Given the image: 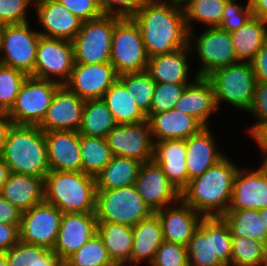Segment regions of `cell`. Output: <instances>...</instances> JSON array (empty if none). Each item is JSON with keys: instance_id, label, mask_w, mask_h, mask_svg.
Instances as JSON below:
<instances>
[{"instance_id": "obj_1", "label": "cell", "mask_w": 267, "mask_h": 266, "mask_svg": "<svg viewBox=\"0 0 267 266\" xmlns=\"http://www.w3.org/2000/svg\"><path fill=\"white\" fill-rule=\"evenodd\" d=\"M168 1L145 0L131 17L141 31L148 57L172 53L190 43L183 6Z\"/></svg>"}, {"instance_id": "obj_2", "label": "cell", "mask_w": 267, "mask_h": 266, "mask_svg": "<svg viewBox=\"0 0 267 266\" xmlns=\"http://www.w3.org/2000/svg\"><path fill=\"white\" fill-rule=\"evenodd\" d=\"M238 169L224 157L202 175L191 179L180 192V198L203 217L223 216L230 205Z\"/></svg>"}, {"instance_id": "obj_3", "label": "cell", "mask_w": 267, "mask_h": 266, "mask_svg": "<svg viewBox=\"0 0 267 266\" xmlns=\"http://www.w3.org/2000/svg\"><path fill=\"white\" fill-rule=\"evenodd\" d=\"M1 156L13 173L45 178L50 171L45 136L39 126L12 124Z\"/></svg>"}, {"instance_id": "obj_4", "label": "cell", "mask_w": 267, "mask_h": 266, "mask_svg": "<svg viewBox=\"0 0 267 266\" xmlns=\"http://www.w3.org/2000/svg\"><path fill=\"white\" fill-rule=\"evenodd\" d=\"M95 177L83 172L49 171L44 178L45 201L64 213H95Z\"/></svg>"}, {"instance_id": "obj_5", "label": "cell", "mask_w": 267, "mask_h": 266, "mask_svg": "<svg viewBox=\"0 0 267 266\" xmlns=\"http://www.w3.org/2000/svg\"><path fill=\"white\" fill-rule=\"evenodd\" d=\"M188 266H222L231 264L232 236L221 216L203 217L190 238Z\"/></svg>"}, {"instance_id": "obj_6", "label": "cell", "mask_w": 267, "mask_h": 266, "mask_svg": "<svg viewBox=\"0 0 267 266\" xmlns=\"http://www.w3.org/2000/svg\"><path fill=\"white\" fill-rule=\"evenodd\" d=\"M152 213L139 195L135 184L112 190L99 189L96 192L97 222H112L133 227Z\"/></svg>"}, {"instance_id": "obj_7", "label": "cell", "mask_w": 267, "mask_h": 266, "mask_svg": "<svg viewBox=\"0 0 267 266\" xmlns=\"http://www.w3.org/2000/svg\"><path fill=\"white\" fill-rule=\"evenodd\" d=\"M207 78L213 85L216 105L223 100L235 108L248 111L253 101L256 85L250 62L240 63L239 61L217 68Z\"/></svg>"}, {"instance_id": "obj_8", "label": "cell", "mask_w": 267, "mask_h": 266, "mask_svg": "<svg viewBox=\"0 0 267 266\" xmlns=\"http://www.w3.org/2000/svg\"><path fill=\"white\" fill-rule=\"evenodd\" d=\"M148 59L137 23L131 17L120 18L115 23L111 41L110 63L116 74L145 71Z\"/></svg>"}, {"instance_id": "obj_9", "label": "cell", "mask_w": 267, "mask_h": 266, "mask_svg": "<svg viewBox=\"0 0 267 266\" xmlns=\"http://www.w3.org/2000/svg\"><path fill=\"white\" fill-rule=\"evenodd\" d=\"M54 80L27 76L12 108L7 112L14 125L38 126L50 106L56 90L61 86Z\"/></svg>"}, {"instance_id": "obj_10", "label": "cell", "mask_w": 267, "mask_h": 266, "mask_svg": "<svg viewBox=\"0 0 267 266\" xmlns=\"http://www.w3.org/2000/svg\"><path fill=\"white\" fill-rule=\"evenodd\" d=\"M121 17L103 15L82 23L74 40L75 63L99 64L110 62L111 41L115 23Z\"/></svg>"}, {"instance_id": "obj_11", "label": "cell", "mask_w": 267, "mask_h": 266, "mask_svg": "<svg viewBox=\"0 0 267 266\" xmlns=\"http://www.w3.org/2000/svg\"><path fill=\"white\" fill-rule=\"evenodd\" d=\"M40 33L29 29L28 22L2 25L0 31V58L4 66L22 71L34 77L37 45ZM1 55V54H0Z\"/></svg>"}, {"instance_id": "obj_12", "label": "cell", "mask_w": 267, "mask_h": 266, "mask_svg": "<svg viewBox=\"0 0 267 266\" xmlns=\"http://www.w3.org/2000/svg\"><path fill=\"white\" fill-rule=\"evenodd\" d=\"M62 215L56 206L46 201L22 212L19 241L53 250Z\"/></svg>"}, {"instance_id": "obj_13", "label": "cell", "mask_w": 267, "mask_h": 266, "mask_svg": "<svg viewBox=\"0 0 267 266\" xmlns=\"http://www.w3.org/2000/svg\"><path fill=\"white\" fill-rule=\"evenodd\" d=\"M74 46L71 41L64 39L40 36L37 45L34 77L45 80H54L64 85L71 76L74 68ZM59 77L63 82L58 79Z\"/></svg>"}, {"instance_id": "obj_14", "label": "cell", "mask_w": 267, "mask_h": 266, "mask_svg": "<svg viewBox=\"0 0 267 266\" xmlns=\"http://www.w3.org/2000/svg\"><path fill=\"white\" fill-rule=\"evenodd\" d=\"M148 119L136 124H118L105 137L113 156L141 163L153 160L154 140Z\"/></svg>"}, {"instance_id": "obj_15", "label": "cell", "mask_w": 267, "mask_h": 266, "mask_svg": "<svg viewBox=\"0 0 267 266\" xmlns=\"http://www.w3.org/2000/svg\"><path fill=\"white\" fill-rule=\"evenodd\" d=\"M135 186L153 213L180 200V192L154 160L141 164Z\"/></svg>"}, {"instance_id": "obj_16", "label": "cell", "mask_w": 267, "mask_h": 266, "mask_svg": "<svg viewBox=\"0 0 267 266\" xmlns=\"http://www.w3.org/2000/svg\"><path fill=\"white\" fill-rule=\"evenodd\" d=\"M85 100L61 85L55 92L42 122L38 125L46 134L53 131H78Z\"/></svg>"}, {"instance_id": "obj_17", "label": "cell", "mask_w": 267, "mask_h": 266, "mask_svg": "<svg viewBox=\"0 0 267 266\" xmlns=\"http://www.w3.org/2000/svg\"><path fill=\"white\" fill-rule=\"evenodd\" d=\"M117 79L118 75L110 62L75 63L71 76L64 85L83 100L102 99Z\"/></svg>"}, {"instance_id": "obj_18", "label": "cell", "mask_w": 267, "mask_h": 266, "mask_svg": "<svg viewBox=\"0 0 267 266\" xmlns=\"http://www.w3.org/2000/svg\"><path fill=\"white\" fill-rule=\"evenodd\" d=\"M196 51L203 67L199 77H207L215 69L238 62L230 33L220 27H208L196 40Z\"/></svg>"}, {"instance_id": "obj_19", "label": "cell", "mask_w": 267, "mask_h": 266, "mask_svg": "<svg viewBox=\"0 0 267 266\" xmlns=\"http://www.w3.org/2000/svg\"><path fill=\"white\" fill-rule=\"evenodd\" d=\"M96 233L95 213H64L53 251L64 261Z\"/></svg>"}, {"instance_id": "obj_20", "label": "cell", "mask_w": 267, "mask_h": 266, "mask_svg": "<svg viewBox=\"0 0 267 266\" xmlns=\"http://www.w3.org/2000/svg\"><path fill=\"white\" fill-rule=\"evenodd\" d=\"M36 14L46 32H39L48 38L73 41L83 21L72 14L59 0H36Z\"/></svg>"}, {"instance_id": "obj_21", "label": "cell", "mask_w": 267, "mask_h": 266, "mask_svg": "<svg viewBox=\"0 0 267 266\" xmlns=\"http://www.w3.org/2000/svg\"><path fill=\"white\" fill-rule=\"evenodd\" d=\"M44 136L51 171L82 172L78 131H53Z\"/></svg>"}, {"instance_id": "obj_22", "label": "cell", "mask_w": 267, "mask_h": 266, "mask_svg": "<svg viewBox=\"0 0 267 266\" xmlns=\"http://www.w3.org/2000/svg\"><path fill=\"white\" fill-rule=\"evenodd\" d=\"M179 207H164L154 212L161 222L163 241L188 245L203 216L181 198Z\"/></svg>"}, {"instance_id": "obj_23", "label": "cell", "mask_w": 267, "mask_h": 266, "mask_svg": "<svg viewBox=\"0 0 267 266\" xmlns=\"http://www.w3.org/2000/svg\"><path fill=\"white\" fill-rule=\"evenodd\" d=\"M267 208V177L260 169L243 172L238 169L233 182L228 210H261Z\"/></svg>"}, {"instance_id": "obj_24", "label": "cell", "mask_w": 267, "mask_h": 266, "mask_svg": "<svg viewBox=\"0 0 267 266\" xmlns=\"http://www.w3.org/2000/svg\"><path fill=\"white\" fill-rule=\"evenodd\" d=\"M151 135L156 142L163 140H186L199 133L205 126L195 117L175 108L155 114H147Z\"/></svg>"}, {"instance_id": "obj_25", "label": "cell", "mask_w": 267, "mask_h": 266, "mask_svg": "<svg viewBox=\"0 0 267 266\" xmlns=\"http://www.w3.org/2000/svg\"><path fill=\"white\" fill-rule=\"evenodd\" d=\"M153 160L161 166L163 173L179 192L188 185L185 140L154 142Z\"/></svg>"}, {"instance_id": "obj_26", "label": "cell", "mask_w": 267, "mask_h": 266, "mask_svg": "<svg viewBox=\"0 0 267 266\" xmlns=\"http://www.w3.org/2000/svg\"><path fill=\"white\" fill-rule=\"evenodd\" d=\"M194 83L188 84L175 104V109L198 119L205 127L211 112L217 111L214 88L207 77H194Z\"/></svg>"}, {"instance_id": "obj_27", "label": "cell", "mask_w": 267, "mask_h": 266, "mask_svg": "<svg viewBox=\"0 0 267 266\" xmlns=\"http://www.w3.org/2000/svg\"><path fill=\"white\" fill-rule=\"evenodd\" d=\"M212 136L207 126L185 140L188 183L225 157L215 149Z\"/></svg>"}, {"instance_id": "obj_28", "label": "cell", "mask_w": 267, "mask_h": 266, "mask_svg": "<svg viewBox=\"0 0 267 266\" xmlns=\"http://www.w3.org/2000/svg\"><path fill=\"white\" fill-rule=\"evenodd\" d=\"M0 194L24 212L45 201L44 178L10 172Z\"/></svg>"}, {"instance_id": "obj_29", "label": "cell", "mask_w": 267, "mask_h": 266, "mask_svg": "<svg viewBox=\"0 0 267 266\" xmlns=\"http://www.w3.org/2000/svg\"><path fill=\"white\" fill-rule=\"evenodd\" d=\"M190 46L172 53L149 57L146 71L158 83H187L188 64L186 53Z\"/></svg>"}, {"instance_id": "obj_30", "label": "cell", "mask_w": 267, "mask_h": 266, "mask_svg": "<svg viewBox=\"0 0 267 266\" xmlns=\"http://www.w3.org/2000/svg\"><path fill=\"white\" fill-rule=\"evenodd\" d=\"M133 228L131 260L141 262L146 258L149 264L154 261L156 252L163 242L162 226L159 217L152 213Z\"/></svg>"}, {"instance_id": "obj_31", "label": "cell", "mask_w": 267, "mask_h": 266, "mask_svg": "<svg viewBox=\"0 0 267 266\" xmlns=\"http://www.w3.org/2000/svg\"><path fill=\"white\" fill-rule=\"evenodd\" d=\"M233 48L240 62H250L267 41V26L261 18L252 16L239 29L230 32Z\"/></svg>"}, {"instance_id": "obj_32", "label": "cell", "mask_w": 267, "mask_h": 266, "mask_svg": "<svg viewBox=\"0 0 267 266\" xmlns=\"http://www.w3.org/2000/svg\"><path fill=\"white\" fill-rule=\"evenodd\" d=\"M102 99L117 124H136L147 120V116L119 79L105 92Z\"/></svg>"}, {"instance_id": "obj_33", "label": "cell", "mask_w": 267, "mask_h": 266, "mask_svg": "<svg viewBox=\"0 0 267 266\" xmlns=\"http://www.w3.org/2000/svg\"><path fill=\"white\" fill-rule=\"evenodd\" d=\"M141 164L127 157L113 156L95 177L96 190H112L135 184Z\"/></svg>"}, {"instance_id": "obj_34", "label": "cell", "mask_w": 267, "mask_h": 266, "mask_svg": "<svg viewBox=\"0 0 267 266\" xmlns=\"http://www.w3.org/2000/svg\"><path fill=\"white\" fill-rule=\"evenodd\" d=\"M97 234L102 239L112 261L131 259L133 247V228L131 226L97 222Z\"/></svg>"}, {"instance_id": "obj_35", "label": "cell", "mask_w": 267, "mask_h": 266, "mask_svg": "<svg viewBox=\"0 0 267 266\" xmlns=\"http://www.w3.org/2000/svg\"><path fill=\"white\" fill-rule=\"evenodd\" d=\"M117 125L103 99L85 100L79 134L105 138Z\"/></svg>"}, {"instance_id": "obj_36", "label": "cell", "mask_w": 267, "mask_h": 266, "mask_svg": "<svg viewBox=\"0 0 267 266\" xmlns=\"http://www.w3.org/2000/svg\"><path fill=\"white\" fill-rule=\"evenodd\" d=\"M4 255L8 266H64V261L53 250L21 241Z\"/></svg>"}, {"instance_id": "obj_37", "label": "cell", "mask_w": 267, "mask_h": 266, "mask_svg": "<svg viewBox=\"0 0 267 266\" xmlns=\"http://www.w3.org/2000/svg\"><path fill=\"white\" fill-rule=\"evenodd\" d=\"M221 217L226 221L231 236H244L262 243L267 236L259 210H227Z\"/></svg>"}, {"instance_id": "obj_38", "label": "cell", "mask_w": 267, "mask_h": 266, "mask_svg": "<svg viewBox=\"0 0 267 266\" xmlns=\"http://www.w3.org/2000/svg\"><path fill=\"white\" fill-rule=\"evenodd\" d=\"M80 152L82 172L93 177H96L113 157L106 139L102 137L80 134Z\"/></svg>"}, {"instance_id": "obj_39", "label": "cell", "mask_w": 267, "mask_h": 266, "mask_svg": "<svg viewBox=\"0 0 267 266\" xmlns=\"http://www.w3.org/2000/svg\"><path fill=\"white\" fill-rule=\"evenodd\" d=\"M228 0H189L183 5L186 26L190 36L191 22L197 20L209 27H219L222 24L223 12Z\"/></svg>"}, {"instance_id": "obj_40", "label": "cell", "mask_w": 267, "mask_h": 266, "mask_svg": "<svg viewBox=\"0 0 267 266\" xmlns=\"http://www.w3.org/2000/svg\"><path fill=\"white\" fill-rule=\"evenodd\" d=\"M118 79L124 84L127 91L141 111L147 115L150 112L152 97L156 82L145 70L142 72L125 73L118 76Z\"/></svg>"}, {"instance_id": "obj_41", "label": "cell", "mask_w": 267, "mask_h": 266, "mask_svg": "<svg viewBox=\"0 0 267 266\" xmlns=\"http://www.w3.org/2000/svg\"><path fill=\"white\" fill-rule=\"evenodd\" d=\"M111 263L112 260L97 233L64 260V266H110Z\"/></svg>"}, {"instance_id": "obj_42", "label": "cell", "mask_w": 267, "mask_h": 266, "mask_svg": "<svg viewBox=\"0 0 267 266\" xmlns=\"http://www.w3.org/2000/svg\"><path fill=\"white\" fill-rule=\"evenodd\" d=\"M231 264L234 266H262L264 264L262 242L244 236H232Z\"/></svg>"}, {"instance_id": "obj_43", "label": "cell", "mask_w": 267, "mask_h": 266, "mask_svg": "<svg viewBox=\"0 0 267 266\" xmlns=\"http://www.w3.org/2000/svg\"><path fill=\"white\" fill-rule=\"evenodd\" d=\"M26 78L22 71L0 65V112H8L12 108Z\"/></svg>"}, {"instance_id": "obj_44", "label": "cell", "mask_w": 267, "mask_h": 266, "mask_svg": "<svg viewBox=\"0 0 267 266\" xmlns=\"http://www.w3.org/2000/svg\"><path fill=\"white\" fill-rule=\"evenodd\" d=\"M189 83H158L156 82L150 112L148 114L169 111L175 107L182 92Z\"/></svg>"}, {"instance_id": "obj_45", "label": "cell", "mask_w": 267, "mask_h": 266, "mask_svg": "<svg viewBox=\"0 0 267 266\" xmlns=\"http://www.w3.org/2000/svg\"><path fill=\"white\" fill-rule=\"evenodd\" d=\"M151 266H188L187 248L184 245L163 241Z\"/></svg>"}, {"instance_id": "obj_46", "label": "cell", "mask_w": 267, "mask_h": 266, "mask_svg": "<svg viewBox=\"0 0 267 266\" xmlns=\"http://www.w3.org/2000/svg\"><path fill=\"white\" fill-rule=\"evenodd\" d=\"M252 16L249 3L241 7L235 3V0H228L223 12L222 24L219 27L230 33L243 26Z\"/></svg>"}, {"instance_id": "obj_47", "label": "cell", "mask_w": 267, "mask_h": 266, "mask_svg": "<svg viewBox=\"0 0 267 266\" xmlns=\"http://www.w3.org/2000/svg\"><path fill=\"white\" fill-rule=\"evenodd\" d=\"M31 0H0V23L21 24L28 22L26 8Z\"/></svg>"}, {"instance_id": "obj_48", "label": "cell", "mask_w": 267, "mask_h": 266, "mask_svg": "<svg viewBox=\"0 0 267 266\" xmlns=\"http://www.w3.org/2000/svg\"><path fill=\"white\" fill-rule=\"evenodd\" d=\"M72 14L83 22L94 20L104 15L98 0H59Z\"/></svg>"}, {"instance_id": "obj_49", "label": "cell", "mask_w": 267, "mask_h": 266, "mask_svg": "<svg viewBox=\"0 0 267 266\" xmlns=\"http://www.w3.org/2000/svg\"><path fill=\"white\" fill-rule=\"evenodd\" d=\"M98 2L105 15L124 18L132 17L145 0H98Z\"/></svg>"}, {"instance_id": "obj_50", "label": "cell", "mask_w": 267, "mask_h": 266, "mask_svg": "<svg viewBox=\"0 0 267 266\" xmlns=\"http://www.w3.org/2000/svg\"><path fill=\"white\" fill-rule=\"evenodd\" d=\"M257 117V122L267 120V83L256 82L253 101L248 109Z\"/></svg>"}, {"instance_id": "obj_51", "label": "cell", "mask_w": 267, "mask_h": 266, "mask_svg": "<svg viewBox=\"0 0 267 266\" xmlns=\"http://www.w3.org/2000/svg\"><path fill=\"white\" fill-rule=\"evenodd\" d=\"M20 224L0 223V253L8 251L19 242Z\"/></svg>"}, {"instance_id": "obj_52", "label": "cell", "mask_w": 267, "mask_h": 266, "mask_svg": "<svg viewBox=\"0 0 267 266\" xmlns=\"http://www.w3.org/2000/svg\"><path fill=\"white\" fill-rule=\"evenodd\" d=\"M256 82L267 83V41L250 61Z\"/></svg>"}, {"instance_id": "obj_53", "label": "cell", "mask_w": 267, "mask_h": 266, "mask_svg": "<svg viewBox=\"0 0 267 266\" xmlns=\"http://www.w3.org/2000/svg\"><path fill=\"white\" fill-rule=\"evenodd\" d=\"M22 211L0 194V223L20 224Z\"/></svg>"}, {"instance_id": "obj_54", "label": "cell", "mask_w": 267, "mask_h": 266, "mask_svg": "<svg viewBox=\"0 0 267 266\" xmlns=\"http://www.w3.org/2000/svg\"><path fill=\"white\" fill-rule=\"evenodd\" d=\"M249 130L259 147L267 152V120L256 122Z\"/></svg>"}, {"instance_id": "obj_55", "label": "cell", "mask_w": 267, "mask_h": 266, "mask_svg": "<svg viewBox=\"0 0 267 266\" xmlns=\"http://www.w3.org/2000/svg\"><path fill=\"white\" fill-rule=\"evenodd\" d=\"M11 126L12 121L8 117L7 112H0V156L4 149L7 132Z\"/></svg>"}, {"instance_id": "obj_56", "label": "cell", "mask_w": 267, "mask_h": 266, "mask_svg": "<svg viewBox=\"0 0 267 266\" xmlns=\"http://www.w3.org/2000/svg\"><path fill=\"white\" fill-rule=\"evenodd\" d=\"M252 15L264 20L267 17V0H248Z\"/></svg>"}, {"instance_id": "obj_57", "label": "cell", "mask_w": 267, "mask_h": 266, "mask_svg": "<svg viewBox=\"0 0 267 266\" xmlns=\"http://www.w3.org/2000/svg\"><path fill=\"white\" fill-rule=\"evenodd\" d=\"M10 174L9 166L5 163L2 156H0V192L4 183L7 181Z\"/></svg>"}, {"instance_id": "obj_58", "label": "cell", "mask_w": 267, "mask_h": 266, "mask_svg": "<svg viewBox=\"0 0 267 266\" xmlns=\"http://www.w3.org/2000/svg\"><path fill=\"white\" fill-rule=\"evenodd\" d=\"M126 262H131V263H135V261L128 259V260H114L112 261L110 266H124V263ZM136 266V265H135Z\"/></svg>"}, {"instance_id": "obj_59", "label": "cell", "mask_w": 267, "mask_h": 266, "mask_svg": "<svg viewBox=\"0 0 267 266\" xmlns=\"http://www.w3.org/2000/svg\"><path fill=\"white\" fill-rule=\"evenodd\" d=\"M259 211H260L261 219L263 220V223L265 224V229H266V234H267V208L261 209Z\"/></svg>"}, {"instance_id": "obj_60", "label": "cell", "mask_w": 267, "mask_h": 266, "mask_svg": "<svg viewBox=\"0 0 267 266\" xmlns=\"http://www.w3.org/2000/svg\"><path fill=\"white\" fill-rule=\"evenodd\" d=\"M265 159L264 162L262 163L263 165L259 168L263 174L267 177V152H265Z\"/></svg>"}, {"instance_id": "obj_61", "label": "cell", "mask_w": 267, "mask_h": 266, "mask_svg": "<svg viewBox=\"0 0 267 266\" xmlns=\"http://www.w3.org/2000/svg\"><path fill=\"white\" fill-rule=\"evenodd\" d=\"M263 253H264V263H267V236L263 241Z\"/></svg>"}, {"instance_id": "obj_62", "label": "cell", "mask_w": 267, "mask_h": 266, "mask_svg": "<svg viewBox=\"0 0 267 266\" xmlns=\"http://www.w3.org/2000/svg\"><path fill=\"white\" fill-rule=\"evenodd\" d=\"M0 266H8L4 253H0Z\"/></svg>"}, {"instance_id": "obj_63", "label": "cell", "mask_w": 267, "mask_h": 266, "mask_svg": "<svg viewBox=\"0 0 267 266\" xmlns=\"http://www.w3.org/2000/svg\"><path fill=\"white\" fill-rule=\"evenodd\" d=\"M170 1L176 5L182 6V5L186 4L189 0H170Z\"/></svg>"}, {"instance_id": "obj_64", "label": "cell", "mask_w": 267, "mask_h": 266, "mask_svg": "<svg viewBox=\"0 0 267 266\" xmlns=\"http://www.w3.org/2000/svg\"><path fill=\"white\" fill-rule=\"evenodd\" d=\"M222 266H234L233 264H223Z\"/></svg>"}, {"instance_id": "obj_65", "label": "cell", "mask_w": 267, "mask_h": 266, "mask_svg": "<svg viewBox=\"0 0 267 266\" xmlns=\"http://www.w3.org/2000/svg\"><path fill=\"white\" fill-rule=\"evenodd\" d=\"M264 22H265V24H266V26H267V17L264 19Z\"/></svg>"}]
</instances>
